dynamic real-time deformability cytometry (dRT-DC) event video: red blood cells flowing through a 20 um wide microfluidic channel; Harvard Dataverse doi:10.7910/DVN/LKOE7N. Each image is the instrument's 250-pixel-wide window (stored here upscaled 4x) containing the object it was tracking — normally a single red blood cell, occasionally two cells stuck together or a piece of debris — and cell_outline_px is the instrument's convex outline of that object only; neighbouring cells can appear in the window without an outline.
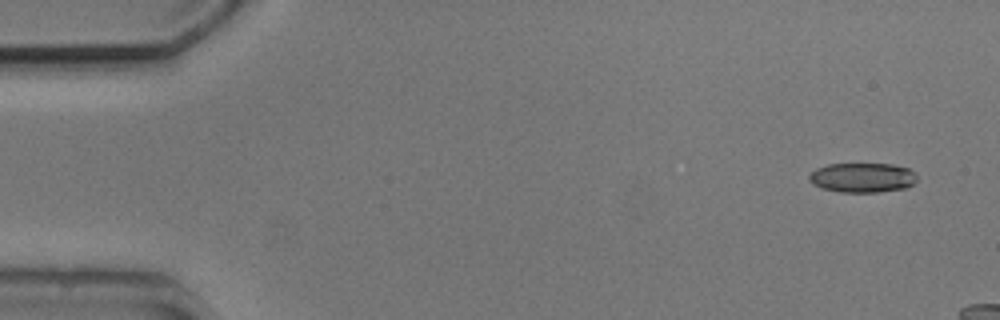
{"species": "common noctule bat (a hibernating species)", "species_latin": "Nyctalus noctula", "temperature_condition": "cold", "stored_images_in_passage": 4, "camera_frame_rate_fps": 3000, "um_per_image_px": 0.085, "animal": {"sex": "male", "body_mass_g": 20.5, "forearm_length_mm": 52.5}, "frame": {"image": 1, "passage_image": 1, "time_ms": 0.0, "image_size_px": [1000, 320], "cell_outline_px": [[916, 180], [908, 188], [876, 192], [840, 192], [820, 188], [812, 184], [808, 180], [808, 176], [816, 168], [828, 164], [892, 164], [908, 168], [916, 176]], "centroid_in_image_um": [73.27, 15.1], "position_along_channel_um": 11.7, "area_um2": 18.67}}